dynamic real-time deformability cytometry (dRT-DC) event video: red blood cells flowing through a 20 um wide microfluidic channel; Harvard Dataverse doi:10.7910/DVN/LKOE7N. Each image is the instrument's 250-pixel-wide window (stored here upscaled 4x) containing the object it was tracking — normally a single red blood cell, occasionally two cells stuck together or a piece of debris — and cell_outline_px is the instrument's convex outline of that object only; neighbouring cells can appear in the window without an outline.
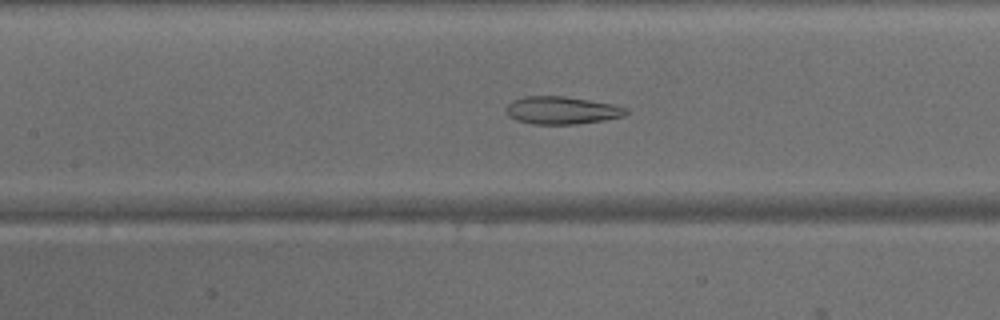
{"species": "common noctule bat (a hibernating species)", "species_latin": "Nyctalus noctula", "temperature_condition": "warm", "stored_images_in_passage": 46, "camera_frame_rate_fps": 3000, "um_per_image_px": 0.085, "animal": {"sex": "male", "body_mass_g": 15.6}, "frame": {"image": 1, "passage_image": 21, "time_ms": 6.667, "image_size_px": [1000, 320], "cell_outline_px": [[628, 112], [624, 116], [604, 120], [572, 124], [532, 124], [516, 120], [508, 116], [508, 104], [512, 100], [524, 96], [564, 96], [612, 104], [628, 108]], "centroid_in_image_um": [47.75, 9.37], "position_along_channel_um": 159.6, "area_um2": 19.19}}
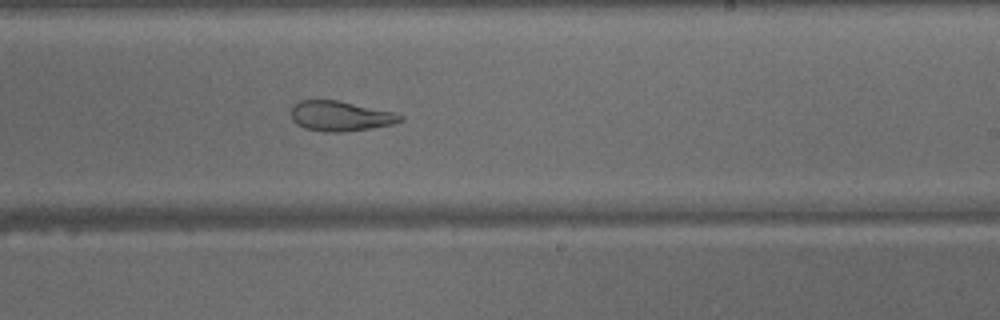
{"frame": {"image": 2, "passage_image": 28, "time_ms": 9.0, "image_size_px": [1000, 320], "cell_outline_px": [[404, 120], [392, 124], [344, 132], [324, 132], [304, 128], [296, 124], [292, 120], [292, 108], [300, 100], [336, 100], [396, 112], [404, 116]], "centroid_in_image_um": [28.95, 9.87], "position_along_channel_um": 260.1, "area_um2": 19.07}}
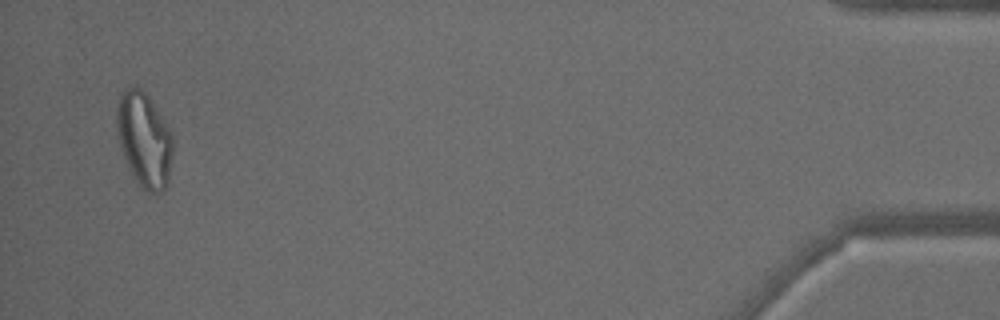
{"frame": {"image": 3, "passage_image": 45, "time_ms": 14.667, "image_size_px": [1000, 320], "cell_outline_px": [[172, 152], [168, 184], [160, 192], [144, 192], [136, 184], [120, 148], [116, 132], [116, 108], [120, 92], [124, 88], [136, 84], [152, 100], [172, 132]], "centroid_in_image_um": [12.23, 11.85], "position_along_channel_um": 423.0, "area_um2": 31.67}}